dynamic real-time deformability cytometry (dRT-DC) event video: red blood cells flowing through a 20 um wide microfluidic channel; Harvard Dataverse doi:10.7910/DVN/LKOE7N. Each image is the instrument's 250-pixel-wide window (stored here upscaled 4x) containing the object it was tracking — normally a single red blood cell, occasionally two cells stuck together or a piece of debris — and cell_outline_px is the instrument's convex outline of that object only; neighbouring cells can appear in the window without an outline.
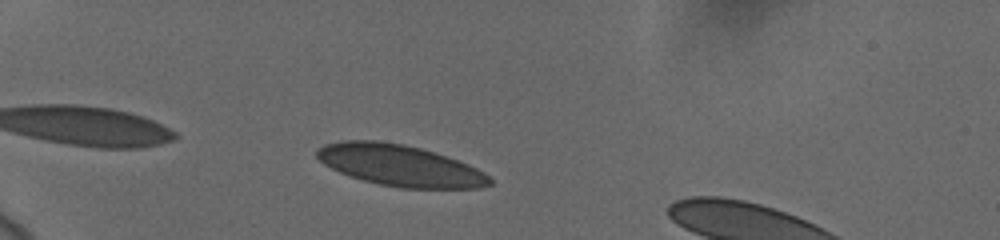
{"species": "human", "species_latin": "Homo sapiens", "temperature_condition": "cold", "stored_images_in_passage": 44, "camera_frame_rate_fps": 3000, "um_per_image_px": 0.085, "donor": {"sex": "female"}, "frame": {"image": 1, "passage_image": 4, "time_ms": 1.0, "image_size_px": [1000, 240], "cell_outline_px": [[492, 184], [480, 188], [400, 188], [380, 184], [348, 176], [324, 164], [316, 156], [316, 148], [324, 144], [340, 140], [376, 140], [404, 144], [420, 148], [468, 164], [484, 172], [492, 180]], "centroid_in_image_um": [33.96, 14.06], "position_along_channel_um": 51.0, "area_um2": 41.44}}
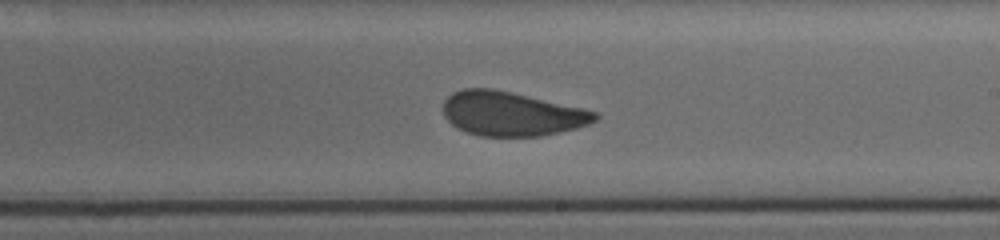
{"frame": {"image": 2, "passage_image": 23, "time_ms": 7.333, "image_size_px": [1000, 240], "cell_outline_px": [[600, 116], [596, 120], [588, 124], [576, 128], [560, 132], [540, 136], [480, 136], [456, 128], [444, 116], [444, 100], [452, 92], [464, 88], [492, 88], [512, 92], [580, 108], [596, 112]], "centroid_in_image_um": [43.45, 9.67], "position_along_channel_um": 245.6, "area_um2": 38.9}}
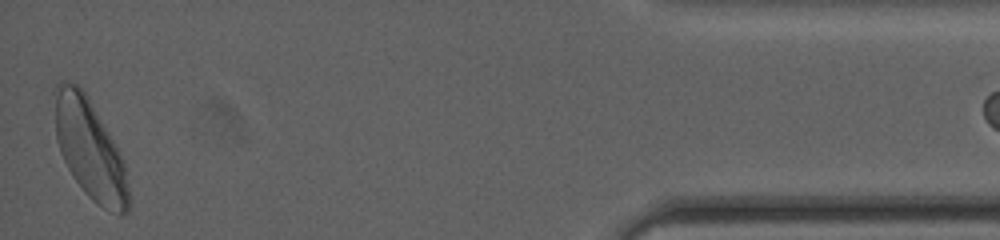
{"frame": {"image": 3, "passage_image": 43, "time_ms": 14.0, "image_size_px": [1000, 240], "cell_outline_px": [[128, 212], [120, 216], [108, 212], [96, 204], [84, 192], [72, 176], [60, 152], [56, 140], [52, 92], [52, 88], [60, 80], [64, 80], [76, 84], [84, 88], [120, 152], [124, 164], [128, 188]], "centroid_in_image_um": [7.59, 12.62], "position_along_channel_um": 427.6, "area_um2": 43.75}}